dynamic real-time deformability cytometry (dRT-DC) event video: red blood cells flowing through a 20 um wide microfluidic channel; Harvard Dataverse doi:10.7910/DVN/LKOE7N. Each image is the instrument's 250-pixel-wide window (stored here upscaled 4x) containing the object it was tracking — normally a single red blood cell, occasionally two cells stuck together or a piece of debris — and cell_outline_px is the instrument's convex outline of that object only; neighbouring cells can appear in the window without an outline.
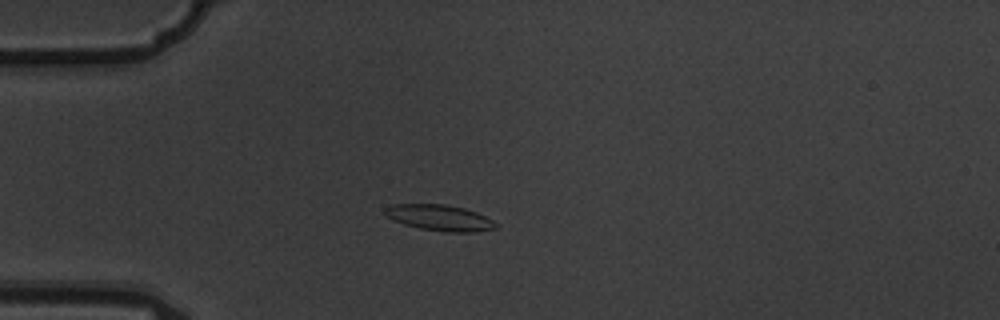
{"species": "common noctule bat (a hibernating species)", "species_latin": "Nyctalus noctula", "temperature_condition": "warm", "stored_images_in_passage": 3, "camera_frame_rate_fps": 3000, "um_per_image_px": 0.085, "animal": {"sex": "male", "body_mass_g": 19.5, "forearm_length_mm": 54.6}, "frame": {"image": 1, "passage_image": 3, "time_ms": 0.667, "image_size_px": [1000, 320], "cell_outline_px": [[496, 228], [476, 232], [448, 232], [420, 228], [404, 224], [392, 220], [384, 216], [384, 208], [388, 204], [444, 204], [464, 208], [476, 212], [492, 220], [496, 224]], "centroid_in_image_um": [37.3, 18.5], "position_along_channel_um": 47.7, "area_um2": 16.82}}